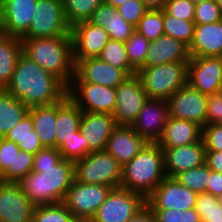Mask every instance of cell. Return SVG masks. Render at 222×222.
Returning <instances> with one entry per match:
<instances>
[{
    "instance_id": "ab89813d",
    "label": "cell",
    "mask_w": 222,
    "mask_h": 222,
    "mask_svg": "<svg viewBox=\"0 0 222 222\" xmlns=\"http://www.w3.org/2000/svg\"><path fill=\"white\" fill-rule=\"evenodd\" d=\"M124 44L129 63L138 70L144 64L150 41L135 31Z\"/></svg>"
},
{
    "instance_id": "f5cc1de1",
    "label": "cell",
    "mask_w": 222,
    "mask_h": 222,
    "mask_svg": "<svg viewBox=\"0 0 222 222\" xmlns=\"http://www.w3.org/2000/svg\"><path fill=\"white\" fill-rule=\"evenodd\" d=\"M148 10H159L164 8L166 0H141Z\"/></svg>"
},
{
    "instance_id": "83f0119b",
    "label": "cell",
    "mask_w": 222,
    "mask_h": 222,
    "mask_svg": "<svg viewBox=\"0 0 222 222\" xmlns=\"http://www.w3.org/2000/svg\"><path fill=\"white\" fill-rule=\"evenodd\" d=\"M28 114L33 120V128L42 145L55 148L57 103L30 107Z\"/></svg>"
},
{
    "instance_id": "8992f818",
    "label": "cell",
    "mask_w": 222,
    "mask_h": 222,
    "mask_svg": "<svg viewBox=\"0 0 222 222\" xmlns=\"http://www.w3.org/2000/svg\"><path fill=\"white\" fill-rule=\"evenodd\" d=\"M122 166L106 150L91 152L74 162L75 180L86 184L120 187Z\"/></svg>"
},
{
    "instance_id": "7c38bea8",
    "label": "cell",
    "mask_w": 222,
    "mask_h": 222,
    "mask_svg": "<svg viewBox=\"0 0 222 222\" xmlns=\"http://www.w3.org/2000/svg\"><path fill=\"white\" fill-rule=\"evenodd\" d=\"M198 193L188 189L175 178L165 177L146 198L150 209L188 210L195 208Z\"/></svg>"
},
{
    "instance_id": "6da1fadb",
    "label": "cell",
    "mask_w": 222,
    "mask_h": 222,
    "mask_svg": "<svg viewBox=\"0 0 222 222\" xmlns=\"http://www.w3.org/2000/svg\"><path fill=\"white\" fill-rule=\"evenodd\" d=\"M74 179V162L62 158L57 148L44 147L34 154L33 170L18 185L36 207L61 203Z\"/></svg>"
},
{
    "instance_id": "ba28073f",
    "label": "cell",
    "mask_w": 222,
    "mask_h": 222,
    "mask_svg": "<svg viewBox=\"0 0 222 222\" xmlns=\"http://www.w3.org/2000/svg\"><path fill=\"white\" fill-rule=\"evenodd\" d=\"M62 0H38L32 23L21 38L70 36Z\"/></svg>"
},
{
    "instance_id": "9c48e42d",
    "label": "cell",
    "mask_w": 222,
    "mask_h": 222,
    "mask_svg": "<svg viewBox=\"0 0 222 222\" xmlns=\"http://www.w3.org/2000/svg\"><path fill=\"white\" fill-rule=\"evenodd\" d=\"M145 205L142 195L122 187L112 188L89 222H127Z\"/></svg>"
},
{
    "instance_id": "f1b7e54d",
    "label": "cell",
    "mask_w": 222,
    "mask_h": 222,
    "mask_svg": "<svg viewBox=\"0 0 222 222\" xmlns=\"http://www.w3.org/2000/svg\"><path fill=\"white\" fill-rule=\"evenodd\" d=\"M21 53L20 37L0 33V89L10 83Z\"/></svg>"
},
{
    "instance_id": "11a10c76",
    "label": "cell",
    "mask_w": 222,
    "mask_h": 222,
    "mask_svg": "<svg viewBox=\"0 0 222 222\" xmlns=\"http://www.w3.org/2000/svg\"><path fill=\"white\" fill-rule=\"evenodd\" d=\"M216 197H217V201H218L219 205L222 206V193Z\"/></svg>"
},
{
    "instance_id": "e0dca14e",
    "label": "cell",
    "mask_w": 222,
    "mask_h": 222,
    "mask_svg": "<svg viewBox=\"0 0 222 222\" xmlns=\"http://www.w3.org/2000/svg\"><path fill=\"white\" fill-rule=\"evenodd\" d=\"M169 118L165 99L148 98L131 127L148 143H157Z\"/></svg>"
},
{
    "instance_id": "7a4b0ae2",
    "label": "cell",
    "mask_w": 222,
    "mask_h": 222,
    "mask_svg": "<svg viewBox=\"0 0 222 222\" xmlns=\"http://www.w3.org/2000/svg\"><path fill=\"white\" fill-rule=\"evenodd\" d=\"M5 90L30 108L61 101L67 95L68 87L21 53Z\"/></svg>"
},
{
    "instance_id": "5b68a950",
    "label": "cell",
    "mask_w": 222,
    "mask_h": 222,
    "mask_svg": "<svg viewBox=\"0 0 222 222\" xmlns=\"http://www.w3.org/2000/svg\"><path fill=\"white\" fill-rule=\"evenodd\" d=\"M137 75L148 98L167 100L175 91L187 85L188 62L139 68Z\"/></svg>"
},
{
    "instance_id": "603a6c76",
    "label": "cell",
    "mask_w": 222,
    "mask_h": 222,
    "mask_svg": "<svg viewBox=\"0 0 222 222\" xmlns=\"http://www.w3.org/2000/svg\"><path fill=\"white\" fill-rule=\"evenodd\" d=\"M188 46L171 36L162 35L151 41L144 64L140 68L174 62H189Z\"/></svg>"
},
{
    "instance_id": "4dcf8cb0",
    "label": "cell",
    "mask_w": 222,
    "mask_h": 222,
    "mask_svg": "<svg viewBox=\"0 0 222 222\" xmlns=\"http://www.w3.org/2000/svg\"><path fill=\"white\" fill-rule=\"evenodd\" d=\"M4 137L13 141L15 144H18L20 150L33 155L40 149L44 148L33 128V120L29 114L7 132Z\"/></svg>"
},
{
    "instance_id": "4316f807",
    "label": "cell",
    "mask_w": 222,
    "mask_h": 222,
    "mask_svg": "<svg viewBox=\"0 0 222 222\" xmlns=\"http://www.w3.org/2000/svg\"><path fill=\"white\" fill-rule=\"evenodd\" d=\"M82 110L69 98L68 94L57 102L55 123V148L75 136L80 128Z\"/></svg>"
},
{
    "instance_id": "e575fe53",
    "label": "cell",
    "mask_w": 222,
    "mask_h": 222,
    "mask_svg": "<svg viewBox=\"0 0 222 222\" xmlns=\"http://www.w3.org/2000/svg\"><path fill=\"white\" fill-rule=\"evenodd\" d=\"M211 170L204 163L203 165L183 171L174 178L183 186L196 193H208L209 172Z\"/></svg>"
},
{
    "instance_id": "cb8c5ba5",
    "label": "cell",
    "mask_w": 222,
    "mask_h": 222,
    "mask_svg": "<svg viewBox=\"0 0 222 222\" xmlns=\"http://www.w3.org/2000/svg\"><path fill=\"white\" fill-rule=\"evenodd\" d=\"M190 57H209L222 54V20L195 25L193 39L188 47Z\"/></svg>"
},
{
    "instance_id": "74e56055",
    "label": "cell",
    "mask_w": 222,
    "mask_h": 222,
    "mask_svg": "<svg viewBox=\"0 0 222 222\" xmlns=\"http://www.w3.org/2000/svg\"><path fill=\"white\" fill-rule=\"evenodd\" d=\"M34 155L23 150L15 155L14 169H6L0 175V181L18 183L33 170Z\"/></svg>"
},
{
    "instance_id": "c3c4849f",
    "label": "cell",
    "mask_w": 222,
    "mask_h": 222,
    "mask_svg": "<svg viewBox=\"0 0 222 222\" xmlns=\"http://www.w3.org/2000/svg\"><path fill=\"white\" fill-rule=\"evenodd\" d=\"M222 123V92L208 95L206 124Z\"/></svg>"
},
{
    "instance_id": "bcb514c9",
    "label": "cell",
    "mask_w": 222,
    "mask_h": 222,
    "mask_svg": "<svg viewBox=\"0 0 222 222\" xmlns=\"http://www.w3.org/2000/svg\"><path fill=\"white\" fill-rule=\"evenodd\" d=\"M201 138L206 150L222 151V123L206 124Z\"/></svg>"
},
{
    "instance_id": "d6986e66",
    "label": "cell",
    "mask_w": 222,
    "mask_h": 222,
    "mask_svg": "<svg viewBox=\"0 0 222 222\" xmlns=\"http://www.w3.org/2000/svg\"><path fill=\"white\" fill-rule=\"evenodd\" d=\"M70 36L74 59L98 57L110 40L103 27L89 21L77 23L71 27Z\"/></svg>"
},
{
    "instance_id": "7bdbcfd3",
    "label": "cell",
    "mask_w": 222,
    "mask_h": 222,
    "mask_svg": "<svg viewBox=\"0 0 222 222\" xmlns=\"http://www.w3.org/2000/svg\"><path fill=\"white\" fill-rule=\"evenodd\" d=\"M156 222H201L195 208L188 210L175 209H151Z\"/></svg>"
},
{
    "instance_id": "f35d334b",
    "label": "cell",
    "mask_w": 222,
    "mask_h": 222,
    "mask_svg": "<svg viewBox=\"0 0 222 222\" xmlns=\"http://www.w3.org/2000/svg\"><path fill=\"white\" fill-rule=\"evenodd\" d=\"M195 210L201 222H222V206L217 197L209 193H199L195 203Z\"/></svg>"
},
{
    "instance_id": "b9f144b4",
    "label": "cell",
    "mask_w": 222,
    "mask_h": 222,
    "mask_svg": "<svg viewBox=\"0 0 222 222\" xmlns=\"http://www.w3.org/2000/svg\"><path fill=\"white\" fill-rule=\"evenodd\" d=\"M222 20L221 8L215 0H206L195 4L194 23L195 25H203L208 23H216Z\"/></svg>"
},
{
    "instance_id": "4fadbf2b",
    "label": "cell",
    "mask_w": 222,
    "mask_h": 222,
    "mask_svg": "<svg viewBox=\"0 0 222 222\" xmlns=\"http://www.w3.org/2000/svg\"><path fill=\"white\" fill-rule=\"evenodd\" d=\"M187 84L205 95L222 92V64L218 57H191Z\"/></svg>"
},
{
    "instance_id": "5bb4252c",
    "label": "cell",
    "mask_w": 222,
    "mask_h": 222,
    "mask_svg": "<svg viewBox=\"0 0 222 222\" xmlns=\"http://www.w3.org/2000/svg\"><path fill=\"white\" fill-rule=\"evenodd\" d=\"M208 95L202 94L188 84L175 91L166 101L169 116L206 125Z\"/></svg>"
},
{
    "instance_id": "d4e9b609",
    "label": "cell",
    "mask_w": 222,
    "mask_h": 222,
    "mask_svg": "<svg viewBox=\"0 0 222 222\" xmlns=\"http://www.w3.org/2000/svg\"><path fill=\"white\" fill-rule=\"evenodd\" d=\"M201 136L202 127L196 122L169 116L157 144L161 148H175L198 142Z\"/></svg>"
},
{
    "instance_id": "2e32d148",
    "label": "cell",
    "mask_w": 222,
    "mask_h": 222,
    "mask_svg": "<svg viewBox=\"0 0 222 222\" xmlns=\"http://www.w3.org/2000/svg\"><path fill=\"white\" fill-rule=\"evenodd\" d=\"M38 0H0V33L22 37L29 29Z\"/></svg>"
},
{
    "instance_id": "1f68e13d",
    "label": "cell",
    "mask_w": 222,
    "mask_h": 222,
    "mask_svg": "<svg viewBox=\"0 0 222 222\" xmlns=\"http://www.w3.org/2000/svg\"><path fill=\"white\" fill-rule=\"evenodd\" d=\"M65 19L70 27L88 21L95 9L105 0H62Z\"/></svg>"
},
{
    "instance_id": "f546056e",
    "label": "cell",
    "mask_w": 222,
    "mask_h": 222,
    "mask_svg": "<svg viewBox=\"0 0 222 222\" xmlns=\"http://www.w3.org/2000/svg\"><path fill=\"white\" fill-rule=\"evenodd\" d=\"M29 112V107L0 89V137H4Z\"/></svg>"
},
{
    "instance_id": "3957f363",
    "label": "cell",
    "mask_w": 222,
    "mask_h": 222,
    "mask_svg": "<svg viewBox=\"0 0 222 222\" xmlns=\"http://www.w3.org/2000/svg\"><path fill=\"white\" fill-rule=\"evenodd\" d=\"M22 53L67 87L75 74L71 36L21 38Z\"/></svg>"
},
{
    "instance_id": "d6a6232c",
    "label": "cell",
    "mask_w": 222,
    "mask_h": 222,
    "mask_svg": "<svg viewBox=\"0 0 222 222\" xmlns=\"http://www.w3.org/2000/svg\"><path fill=\"white\" fill-rule=\"evenodd\" d=\"M98 58L122 69L128 76L137 74V70L129 63L125 44L117 40H109L101 50Z\"/></svg>"
},
{
    "instance_id": "9a60e30c",
    "label": "cell",
    "mask_w": 222,
    "mask_h": 222,
    "mask_svg": "<svg viewBox=\"0 0 222 222\" xmlns=\"http://www.w3.org/2000/svg\"><path fill=\"white\" fill-rule=\"evenodd\" d=\"M74 61L73 82H89L117 88L128 77L122 69L106 63L98 57L74 59Z\"/></svg>"
},
{
    "instance_id": "ac0fdd59",
    "label": "cell",
    "mask_w": 222,
    "mask_h": 222,
    "mask_svg": "<svg viewBox=\"0 0 222 222\" xmlns=\"http://www.w3.org/2000/svg\"><path fill=\"white\" fill-rule=\"evenodd\" d=\"M34 207L18 183L0 181V222H32Z\"/></svg>"
},
{
    "instance_id": "681fc988",
    "label": "cell",
    "mask_w": 222,
    "mask_h": 222,
    "mask_svg": "<svg viewBox=\"0 0 222 222\" xmlns=\"http://www.w3.org/2000/svg\"><path fill=\"white\" fill-rule=\"evenodd\" d=\"M205 164L210 170L222 173V151L206 150Z\"/></svg>"
},
{
    "instance_id": "484cf974",
    "label": "cell",
    "mask_w": 222,
    "mask_h": 222,
    "mask_svg": "<svg viewBox=\"0 0 222 222\" xmlns=\"http://www.w3.org/2000/svg\"><path fill=\"white\" fill-rule=\"evenodd\" d=\"M88 21L103 27L111 40L123 43L136 31L135 26L128 23L117 11V8L105 3L95 9Z\"/></svg>"
},
{
    "instance_id": "f907efd6",
    "label": "cell",
    "mask_w": 222,
    "mask_h": 222,
    "mask_svg": "<svg viewBox=\"0 0 222 222\" xmlns=\"http://www.w3.org/2000/svg\"><path fill=\"white\" fill-rule=\"evenodd\" d=\"M208 193L213 196L222 193V173L213 170L209 172Z\"/></svg>"
},
{
    "instance_id": "30bf717a",
    "label": "cell",
    "mask_w": 222,
    "mask_h": 222,
    "mask_svg": "<svg viewBox=\"0 0 222 222\" xmlns=\"http://www.w3.org/2000/svg\"><path fill=\"white\" fill-rule=\"evenodd\" d=\"M67 94L82 111L110 114L115 111L116 88L89 82H71Z\"/></svg>"
},
{
    "instance_id": "680465c9",
    "label": "cell",
    "mask_w": 222,
    "mask_h": 222,
    "mask_svg": "<svg viewBox=\"0 0 222 222\" xmlns=\"http://www.w3.org/2000/svg\"><path fill=\"white\" fill-rule=\"evenodd\" d=\"M218 58L220 59L221 61V64H222V54L218 56Z\"/></svg>"
},
{
    "instance_id": "f6af8a7d",
    "label": "cell",
    "mask_w": 222,
    "mask_h": 222,
    "mask_svg": "<svg viewBox=\"0 0 222 222\" xmlns=\"http://www.w3.org/2000/svg\"><path fill=\"white\" fill-rule=\"evenodd\" d=\"M117 11L128 23L136 27L148 9L141 0H127L117 7Z\"/></svg>"
},
{
    "instance_id": "52a82bcc",
    "label": "cell",
    "mask_w": 222,
    "mask_h": 222,
    "mask_svg": "<svg viewBox=\"0 0 222 222\" xmlns=\"http://www.w3.org/2000/svg\"><path fill=\"white\" fill-rule=\"evenodd\" d=\"M111 189V186L80 183L74 179L62 203L78 222H89Z\"/></svg>"
},
{
    "instance_id": "7dc6e473",
    "label": "cell",
    "mask_w": 222,
    "mask_h": 222,
    "mask_svg": "<svg viewBox=\"0 0 222 222\" xmlns=\"http://www.w3.org/2000/svg\"><path fill=\"white\" fill-rule=\"evenodd\" d=\"M18 144L0 137V175L6 169H14L15 155L19 152Z\"/></svg>"
},
{
    "instance_id": "6f0895ef",
    "label": "cell",
    "mask_w": 222,
    "mask_h": 222,
    "mask_svg": "<svg viewBox=\"0 0 222 222\" xmlns=\"http://www.w3.org/2000/svg\"><path fill=\"white\" fill-rule=\"evenodd\" d=\"M192 3L197 4L206 0H190Z\"/></svg>"
},
{
    "instance_id": "277c9868",
    "label": "cell",
    "mask_w": 222,
    "mask_h": 222,
    "mask_svg": "<svg viewBox=\"0 0 222 222\" xmlns=\"http://www.w3.org/2000/svg\"><path fill=\"white\" fill-rule=\"evenodd\" d=\"M165 177L163 150L157 143H147L123 166L120 187L138 193L146 199Z\"/></svg>"
},
{
    "instance_id": "8d00e7d4",
    "label": "cell",
    "mask_w": 222,
    "mask_h": 222,
    "mask_svg": "<svg viewBox=\"0 0 222 222\" xmlns=\"http://www.w3.org/2000/svg\"><path fill=\"white\" fill-rule=\"evenodd\" d=\"M135 28L137 32L145 36L150 42L164 35L163 9L148 10Z\"/></svg>"
},
{
    "instance_id": "836d02e7",
    "label": "cell",
    "mask_w": 222,
    "mask_h": 222,
    "mask_svg": "<svg viewBox=\"0 0 222 222\" xmlns=\"http://www.w3.org/2000/svg\"><path fill=\"white\" fill-rule=\"evenodd\" d=\"M195 23L175 18L163 10L164 35L178 39L188 47L193 39Z\"/></svg>"
},
{
    "instance_id": "db71d44e",
    "label": "cell",
    "mask_w": 222,
    "mask_h": 222,
    "mask_svg": "<svg viewBox=\"0 0 222 222\" xmlns=\"http://www.w3.org/2000/svg\"><path fill=\"white\" fill-rule=\"evenodd\" d=\"M127 0H105V4H108L110 6H114L115 8L119 7L123 3H125Z\"/></svg>"
},
{
    "instance_id": "44dd1931",
    "label": "cell",
    "mask_w": 222,
    "mask_h": 222,
    "mask_svg": "<svg viewBox=\"0 0 222 222\" xmlns=\"http://www.w3.org/2000/svg\"><path fill=\"white\" fill-rule=\"evenodd\" d=\"M164 153V169L167 177L174 178L177 174L205 163V146L202 138L193 144L175 148H161Z\"/></svg>"
},
{
    "instance_id": "60d3db41",
    "label": "cell",
    "mask_w": 222,
    "mask_h": 222,
    "mask_svg": "<svg viewBox=\"0 0 222 222\" xmlns=\"http://www.w3.org/2000/svg\"><path fill=\"white\" fill-rule=\"evenodd\" d=\"M58 151L61 153V157L75 162L79 159L84 158L91 152L88 150L87 142L84 141V137L80 130L75 133L71 139L66 140L59 148Z\"/></svg>"
},
{
    "instance_id": "ee69618b",
    "label": "cell",
    "mask_w": 222,
    "mask_h": 222,
    "mask_svg": "<svg viewBox=\"0 0 222 222\" xmlns=\"http://www.w3.org/2000/svg\"><path fill=\"white\" fill-rule=\"evenodd\" d=\"M163 10L175 18L194 21L195 4L190 0H166Z\"/></svg>"
},
{
    "instance_id": "7402d4cb",
    "label": "cell",
    "mask_w": 222,
    "mask_h": 222,
    "mask_svg": "<svg viewBox=\"0 0 222 222\" xmlns=\"http://www.w3.org/2000/svg\"><path fill=\"white\" fill-rule=\"evenodd\" d=\"M148 142L131 126L118 125L108 139L106 151L123 167L130 162Z\"/></svg>"
},
{
    "instance_id": "d590c367",
    "label": "cell",
    "mask_w": 222,
    "mask_h": 222,
    "mask_svg": "<svg viewBox=\"0 0 222 222\" xmlns=\"http://www.w3.org/2000/svg\"><path fill=\"white\" fill-rule=\"evenodd\" d=\"M32 222H78L61 202L34 207Z\"/></svg>"
},
{
    "instance_id": "ffe728a7",
    "label": "cell",
    "mask_w": 222,
    "mask_h": 222,
    "mask_svg": "<svg viewBox=\"0 0 222 222\" xmlns=\"http://www.w3.org/2000/svg\"><path fill=\"white\" fill-rule=\"evenodd\" d=\"M113 114L82 112L80 132L90 152L103 151L113 130L117 127Z\"/></svg>"
},
{
    "instance_id": "9f6ffc18",
    "label": "cell",
    "mask_w": 222,
    "mask_h": 222,
    "mask_svg": "<svg viewBox=\"0 0 222 222\" xmlns=\"http://www.w3.org/2000/svg\"><path fill=\"white\" fill-rule=\"evenodd\" d=\"M217 5L221 8L222 11V0H215Z\"/></svg>"
},
{
    "instance_id": "816d5d0a",
    "label": "cell",
    "mask_w": 222,
    "mask_h": 222,
    "mask_svg": "<svg viewBox=\"0 0 222 222\" xmlns=\"http://www.w3.org/2000/svg\"><path fill=\"white\" fill-rule=\"evenodd\" d=\"M127 222H156V218L151 209L145 205Z\"/></svg>"
},
{
    "instance_id": "8fae6325",
    "label": "cell",
    "mask_w": 222,
    "mask_h": 222,
    "mask_svg": "<svg viewBox=\"0 0 222 222\" xmlns=\"http://www.w3.org/2000/svg\"><path fill=\"white\" fill-rule=\"evenodd\" d=\"M148 100L140 77L128 76L116 88V103L113 117L117 125L131 126Z\"/></svg>"
}]
</instances>
